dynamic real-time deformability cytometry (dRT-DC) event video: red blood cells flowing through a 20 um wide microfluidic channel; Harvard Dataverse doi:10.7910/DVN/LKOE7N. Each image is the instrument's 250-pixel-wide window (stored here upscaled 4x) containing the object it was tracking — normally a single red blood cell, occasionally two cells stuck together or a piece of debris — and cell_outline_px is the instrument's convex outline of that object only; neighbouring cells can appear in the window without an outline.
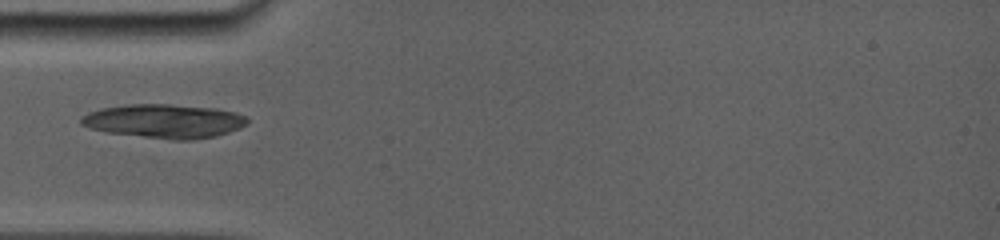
{"species": "common noctule bat (a hibernating species)", "species_latin": "Nyctalus noctula", "temperature_condition": "room temperature", "stored_images_in_passage": 13, "camera_frame_rate_fps": 5000, "um_per_image_px": 0.085, "animal": {"sex": "female", "body_mass_g": 19.0, "forearm_length_mm": 56.7}, "frame": {"image": 1, "passage_image": 1, "time_ms": 0.0, "image_size_px": [1000, 240], "cell_outline_px": [[248, 124], [240, 128], [216, 136], [196, 140], [172, 140], [104, 132], [88, 128], [80, 124], [80, 116], [88, 112], [100, 108], [128, 104], [168, 104], [216, 108], [236, 112], [248, 116]], "centroid_in_image_um": [13.95, 10.3], "position_along_channel_um": 71.0, "area_um2": 33.35}}